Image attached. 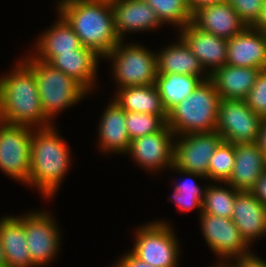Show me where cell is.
Returning a JSON list of instances; mask_svg holds the SVG:
<instances>
[{
    "label": "cell",
    "instance_id": "obj_1",
    "mask_svg": "<svg viewBox=\"0 0 266 267\" xmlns=\"http://www.w3.org/2000/svg\"><path fill=\"white\" fill-rule=\"evenodd\" d=\"M57 8L82 46L93 50L101 58L119 43L111 0H60Z\"/></svg>",
    "mask_w": 266,
    "mask_h": 267
},
{
    "label": "cell",
    "instance_id": "obj_2",
    "mask_svg": "<svg viewBox=\"0 0 266 267\" xmlns=\"http://www.w3.org/2000/svg\"><path fill=\"white\" fill-rule=\"evenodd\" d=\"M0 121L36 129L54 125L42 109L34 72L22 59L0 77Z\"/></svg>",
    "mask_w": 266,
    "mask_h": 267
},
{
    "label": "cell",
    "instance_id": "obj_3",
    "mask_svg": "<svg viewBox=\"0 0 266 267\" xmlns=\"http://www.w3.org/2000/svg\"><path fill=\"white\" fill-rule=\"evenodd\" d=\"M51 125L33 128L30 151L29 181L46 198L54 197L71 167L70 148ZM36 130V131H35Z\"/></svg>",
    "mask_w": 266,
    "mask_h": 267
},
{
    "label": "cell",
    "instance_id": "obj_4",
    "mask_svg": "<svg viewBox=\"0 0 266 267\" xmlns=\"http://www.w3.org/2000/svg\"><path fill=\"white\" fill-rule=\"evenodd\" d=\"M220 101L212 80H203L188 98L168 112L166 124L175 136L214 132Z\"/></svg>",
    "mask_w": 266,
    "mask_h": 267
},
{
    "label": "cell",
    "instance_id": "obj_5",
    "mask_svg": "<svg viewBox=\"0 0 266 267\" xmlns=\"http://www.w3.org/2000/svg\"><path fill=\"white\" fill-rule=\"evenodd\" d=\"M23 62L34 72L45 116L51 121L58 112L78 103L89 93L79 82L31 54Z\"/></svg>",
    "mask_w": 266,
    "mask_h": 267
},
{
    "label": "cell",
    "instance_id": "obj_6",
    "mask_svg": "<svg viewBox=\"0 0 266 267\" xmlns=\"http://www.w3.org/2000/svg\"><path fill=\"white\" fill-rule=\"evenodd\" d=\"M119 43L105 56L113 63V77L117 89L154 85L158 75L157 54L139 44Z\"/></svg>",
    "mask_w": 266,
    "mask_h": 267
},
{
    "label": "cell",
    "instance_id": "obj_7",
    "mask_svg": "<svg viewBox=\"0 0 266 267\" xmlns=\"http://www.w3.org/2000/svg\"><path fill=\"white\" fill-rule=\"evenodd\" d=\"M134 233L135 244L131 252L153 267H177L180 245L172 226L165 221L148 222Z\"/></svg>",
    "mask_w": 266,
    "mask_h": 267
},
{
    "label": "cell",
    "instance_id": "obj_8",
    "mask_svg": "<svg viewBox=\"0 0 266 267\" xmlns=\"http://www.w3.org/2000/svg\"><path fill=\"white\" fill-rule=\"evenodd\" d=\"M31 128L0 121V169L23 184L29 181Z\"/></svg>",
    "mask_w": 266,
    "mask_h": 267
},
{
    "label": "cell",
    "instance_id": "obj_9",
    "mask_svg": "<svg viewBox=\"0 0 266 267\" xmlns=\"http://www.w3.org/2000/svg\"><path fill=\"white\" fill-rule=\"evenodd\" d=\"M200 216L204 239L210 249L219 256V261L221 260L215 267H223L235 258L238 260L254 255L232 219L208 213H200Z\"/></svg>",
    "mask_w": 266,
    "mask_h": 267
},
{
    "label": "cell",
    "instance_id": "obj_10",
    "mask_svg": "<svg viewBox=\"0 0 266 267\" xmlns=\"http://www.w3.org/2000/svg\"><path fill=\"white\" fill-rule=\"evenodd\" d=\"M262 117L255 114L245 100L221 99L217 114V129L223 141L254 143L260 131Z\"/></svg>",
    "mask_w": 266,
    "mask_h": 267
},
{
    "label": "cell",
    "instance_id": "obj_11",
    "mask_svg": "<svg viewBox=\"0 0 266 267\" xmlns=\"http://www.w3.org/2000/svg\"><path fill=\"white\" fill-rule=\"evenodd\" d=\"M222 141L217 131L178 136L174 141L173 166L208 180L210 159Z\"/></svg>",
    "mask_w": 266,
    "mask_h": 267
},
{
    "label": "cell",
    "instance_id": "obj_12",
    "mask_svg": "<svg viewBox=\"0 0 266 267\" xmlns=\"http://www.w3.org/2000/svg\"><path fill=\"white\" fill-rule=\"evenodd\" d=\"M59 226L48 211L25 214V234L33 264L37 267L51 262L59 252Z\"/></svg>",
    "mask_w": 266,
    "mask_h": 267
},
{
    "label": "cell",
    "instance_id": "obj_13",
    "mask_svg": "<svg viewBox=\"0 0 266 267\" xmlns=\"http://www.w3.org/2000/svg\"><path fill=\"white\" fill-rule=\"evenodd\" d=\"M174 138L177 137L166 124L156 133L131 140L126 154L146 170L170 169L173 166Z\"/></svg>",
    "mask_w": 266,
    "mask_h": 267
},
{
    "label": "cell",
    "instance_id": "obj_14",
    "mask_svg": "<svg viewBox=\"0 0 266 267\" xmlns=\"http://www.w3.org/2000/svg\"><path fill=\"white\" fill-rule=\"evenodd\" d=\"M226 64L266 70V33L255 27H246L227 40Z\"/></svg>",
    "mask_w": 266,
    "mask_h": 267
},
{
    "label": "cell",
    "instance_id": "obj_15",
    "mask_svg": "<svg viewBox=\"0 0 266 267\" xmlns=\"http://www.w3.org/2000/svg\"><path fill=\"white\" fill-rule=\"evenodd\" d=\"M179 38L186 44L191 52L199 59L203 68H210L208 74L226 65L227 40L214 34L199 30L192 23L179 29Z\"/></svg>",
    "mask_w": 266,
    "mask_h": 267
},
{
    "label": "cell",
    "instance_id": "obj_16",
    "mask_svg": "<svg viewBox=\"0 0 266 267\" xmlns=\"http://www.w3.org/2000/svg\"><path fill=\"white\" fill-rule=\"evenodd\" d=\"M111 7L120 40L125 39L126 33L154 30L162 25L156 12L144 0H111Z\"/></svg>",
    "mask_w": 266,
    "mask_h": 267
},
{
    "label": "cell",
    "instance_id": "obj_17",
    "mask_svg": "<svg viewBox=\"0 0 266 267\" xmlns=\"http://www.w3.org/2000/svg\"><path fill=\"white\" fill-rule=\"evenodd\" d=\"M191 23L199 30L226 40L233 38L247 27L227 1L195 11Z\"/></svg>",
    "mask_w": 266,
    "mask_h": 267
},
{
    "label": "cell",
    "instance_id": "obj_18",
    "mask_svg": "<svg viewBox=\"0 0 266 267\" xmlns=\"http://www.w3.org/2000/svg\"><path fill=\"white\" fill-rule=\"evenodd\" d=\"M231 219L250 246L260 236H266V206L251 191L236 195Z\"/></svg>",
    "mask_w": 266,
    "mask_h": 267
},
{
    "label": "cell",
    "instance_id": "obj_19",
    "mask_svg": "<svg viewBox=\"0 0 266 267\" xmlns=\"http://www.w3.org/2000/svg\"><path fill=\"white\" fill-rule=\"evenodd\" d=\"M265 171L266 160L257 144L238 143L235 144V164L226 183L238 191H252Z\"/></svg>",
    "mask_w": 266,
    "mask_h": 267
},
{
    "label": "cell",
    "instance_id": "obj_20",
    "mask_svg": "<svg viewBox=\"0 0 266 267\" xmlns=\"http://www.w3.org/2000/svg\"><path fill=\"white\" fill-rule=\"evenodd\" d=\"M0 238L6 267H36L28 250L25 234V214L0 219Z\"/></svg>",
    "mask_w": 266,
    "mask_h": 267
},
{
    "label": "cell",
    "instance_id": "obj_21",
    "mask_svg": "<svg viewBox=\"0 0 266 267\" xmlns=\"http://www.w3.org/2000/svg\"><path fill=\"white\" fill-rule=\"evenodd\" d=\"M100 56L81 46L73 52L57 54L48 64L79 82L91 93L95 84Z\"/></svg>",
    "mask_w": 266,
    "mask_h": 267
},
{
    "label": "cell",
    "instance_id": "obj_22",
    "mask_svg": "<svg viewBox=\"0 0 266 267\" xmlns=\"http://www.w3.org/2000/svg\"><path fill=\"white\" fill-rule=\"evenodd\" d=\"M106 108L98 127L99 149L107 153H127L131 140L126 127V111L113 99Z\"/></svg>",
    "mask_w": 266,
    "mask_h": 267
},
{
    "label": "cell",
    "instance_id": "obj_23",
    "mask_svg": "<svg viewBox=\"0 0 266 267\" xmlns=\"http://www.w3.org/2000/svg\"><path fill=\"white\" fill-rule=\"evenodd\" d=\"M58 18L52 28L45 30L36 39V52H33L36 54H32L35 59L49 63L57 54L73 52L82 46L68 22L60 14Z\"/></svg>",
    "mask_w": 266,
    "mask_h": 267
},
{
    "label": "cell",
    "instance_id": "obj_24",
    "mask_svg": "<svg viewBox=\"0 0 266 267\" xmlns=\"http://www.w3.org/2000/svg\"><path fill=\"white\" fill-rule=\"evenodd\" d=\"M261 70L224 65L210 75L221 99L245 100Z\"/></svg>",
    "mask_w": 266,
    "mask_h": 267
},
{
    "label": "cell",
    "instance_id": "obj_25",
    "mask_svg": "<svg viewBox=\"0 0 266 267\" xmlns=\"http://www.w3.org/2000/svg\"><path fill=\"white\" fill-rule=\"evenodd\" d=\"M158 74L177 73L195 75L203 80L210 78L199 59L179 38V42L171 44L157 54ZM204 72H206L204 74Z\"/></svg>",
    "mask_w": 266,
    "mask_h": 267
},
{
    "label": "cell",
    "instance_id": "obj_26",
    "mask_svg": "<svg viewBox=\"0 0 266 267\" xmlns=\"http://www.w3.org/2000/svg\"><path fill=\"white\" fill-rule=\"evenodd\" d=\"M116 93L113 100L125 111L168 116L155 84L118 88Z\"/></svg>",
    "mask_w": 266,
    "mask_h": 267
},
{
    "label": "cell",
    "instance_id": "obj_27",
    "mask_svg": "<svg viewBox=\"0 0 266 267\" xmlns=\"http://www.w3.org/2000/svg\"><path fill=\"white\" fill-rule=\"evenodd\" d=\"M202 81L201 77L195 75L158 74L155 85L167 113L188 98Z\"/></svg>",
    "mask_w": 266,
    "mask_h": 267
},
{
    "label": "cell",
    "instance_id": "obj_28",
    "mask_svg": "<svg viewBox=\"0 0 266 267\" xmlns=\"http://www.w3.org/2000/svg\"><path fill=\"white\" fill-rule=\"evenodd\" d=\"M225 186L209 184L205 186L202 212L223 218H232L236 195L240 192L230 184ZM229 186V187H228Z\"/></svg>",
    "mask_w": 266,
    "mask_h": 267
},
{
    "label": "cell",
    "instance_id": "obj_29",
    "mask_svg": "<svg viewBox=\"0 0 266 267\" xmlns=\"http://www.w3.org/2000/svg\"><path fill=\"white\" fill-rule=\"evenodd\" d=\"M156 12L160 22L184 28L192 21V12L186 0H144Z\"/></svg>",
    "mask_w": 266,
    "mask_h": 267
},
{
    "label": "cell",
    "instance_id": "obj_30",
    "mask_svg": "<svg viewBox=\"0 0 266 267\" xmlns=\"http://www.w3.org/2000/svg\"><path fill=\"white\" fill-rule=\"evenodd\" d=\"M235 164V144L222 141L209 162L208 180L215 183L227 182Z\"/></svg>",
    "mask_w": 266,
    "mask_h": 267
},
{
    "label": "cell",
    "instance_id": "obj_31",
    "mask_svg": "<svg viewBox=\"0 0 266 267\" xmlns=\"http://www.w3.org/2000/svg\"><path fill=\"white\" fill-rule=\"evenodd\" d=\"M167 116L126 111V127L130 140L160 131L166 125Z\"/></svg>",
    "mask_w": 266,
    "mask_h": 267
},
{
    "label": "cell",
    "instance_id": "obj_32",
    "mask_svg": "<svg viewBox=\"0 0 266 267\" xmlns=\"http://www.w3.org/2000/svg\"><path fill=\"white\" fill-rule=\"evenodd\" d=\"M245 101L255 114L262 118L266 117V70L259 72Z\"/></svg>",
    "mask_w": 266,
    "mask_h": 267
},
{
    "label": "cell",
    "instance_id": "obj_33",
    "mask_svg": "<svg viewBox=\"0 0 266 267\" xmlns=\"http://www.w3.org/2000/svg\"><path fill=\"white\" fill-rule=\"evenodd\" d=\"M247 27H255L260 21L263 0H226Z\"/></svg>",
    "mask_w": 266,
    "mask_h": 267
},
{
    "label": "cell",
    "instance_id": "obj_34",
    "mask_svg": "<svg viewBox=\"0 0 266 267\" xmlns=\"http://www.w3.org/2000/svg\"><path fill=\"white\" fill-rule=\"evenodd\" d=\"M170 169L171 170L173 169L176 172L181 173L182 175H186L187 177L189 176V178L182 180L183 182L179 184L177 183V185L174 187V189L178 191V195L196 196L202 202L204 198L205 187L202 188L196 185L194 178L198 177L200 179L201 178L206 179V177L200 174H197V173H192V172L184 171L182 169H178L175 166H172Z\"/></svg>",
    "mask_w": 266,
    "mask_h": 267
},
{
    "label": "cell",
    "instance_id": "obj_35",
    "mask_svg": "<svg viewBox=\"0 0 266 267\" xmlns=\"http://www.w3.org/2000/svg\"><path fill=\"white\" fill-rule=\"evenodd\" d=\"M173 195L170 200L173 201L180 211H192V209L199 208V213L202 212V202L196 196L178 195V191L173 189Z\"/></svg>",
    "mask_w": 266,
    "mask_h": 267
},
{
    "label": "cell",
    "instance_id": "obj_36",
    "mask_svg": "<svg viewBox=\"0 0 266 267\" xmlns=\"http://www.w3.org/2000/svg\"><path fill=\"white\" fill-rule=\"evenodd\" d=\"M235 262L227 263L223 267H266V261L259 256L252 255L251 257L234 260Z\"/></svg>",
    "mask_w": 266,
    "mask_h": 267
},
{
    "label": "cell",
    "instance_id": "obj_37",
    "mask_svg": "<svg viewBox=\"0 0 266 267\" xmlns=\"http://www.w3.org/2000/svg\"><path fill=\"white\" fill-rule=\"evenodd\" d=\"M113 267H153L139 258H137L131 251L122 256Z\"/></svg>",
    "mask_w": 266,
    "mask_h": 267
},
{
    "label": "cell",
    "instance_id": "obj_38",
    "mask_svg": "<svg viewBox=\"0 0 266 267\" xmlns=\"http://www.w3.org/2000/svg\"><path fill=\"white\" fill-rule=\"evenodd\" d=\"M251 192L266 206V171L260 176Z\"/></svg>",
    "mask_w": 266,
    "mask_h": 267
},
{
    "label": "cell",
    "instance_id": "obj_39",
    "mask_svg": "<svg viewBox=\"0 0 266 267\" xmlns=\"http://www.w3.org/2000/svg\"><path fill=\"white\" fill-rule=\"evenodd\" d=\"M226 2V0H186L192 14L202 7Z\"/></svg>",
    "mask_w": 266,
    "mask_h": 267
},
{
    "label": "cell",
    "instance_id": "obj_40",
    "mask_svg": "<svg viewBox=\"0 0 266 267\" xmlns=\"http://www.w3.org/2000/svg\"><path fill=\"white\" fill-rule=\"evenodd\" d=\"M255 143L257 144L259 150L263 153L266 160V117L262 118L260 131Z\"/></svg>",
    "mask_w": 266,
    "mask_h": 267
},
{
    "label": "cell",
    "instance_id": "obj_41",
    "mask_svg": "<svg viewBox=\"0 0 266 267\" xmlns=\"http://www.w3.org/2000/svg\"><path fill=\"white\" fill-rule=\"evenodd\" d=\"M255 28L266 33V0H263L262 14L260 16V21Z\"/></svg>",
    "mask_w": 266,
    "mask_h": 267
},
{
    "label": "cell",
    "instance_id": "obj_42",
    "mask_svg": "<svg viewBox=\"0 0 266 267\" xmlns=\"http://www.w3.org/2000/svg\"><path fill=\"white\" fill-rule=\"evenodd\" d=\"M0 267H6L5 254H4L1 238H0Z\"/></svg>",
    "mask_w": 266,
    "mask_h": 267
}]
</instances>
